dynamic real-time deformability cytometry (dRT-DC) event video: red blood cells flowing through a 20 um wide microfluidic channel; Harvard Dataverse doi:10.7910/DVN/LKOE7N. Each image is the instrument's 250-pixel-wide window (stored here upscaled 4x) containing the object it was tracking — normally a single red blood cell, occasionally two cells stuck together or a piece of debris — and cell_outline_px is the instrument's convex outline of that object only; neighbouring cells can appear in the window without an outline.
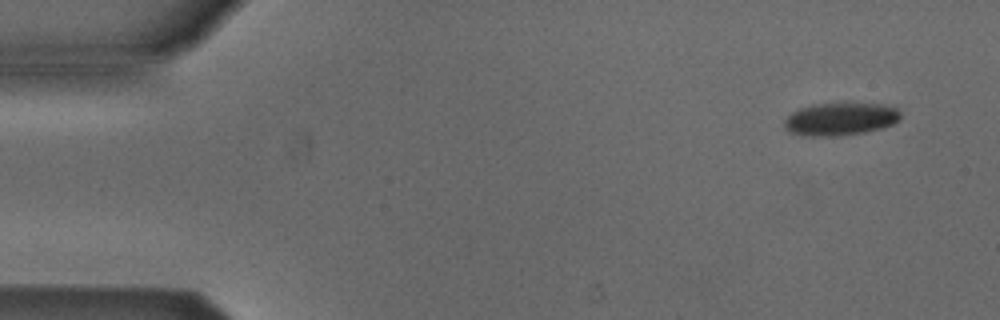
{"species": "Egyptian fruit bat (a non-hibernating species)", "species_latin": "Rousettus aegyptiacus", "temperature_condition": "cold", "stored_images_in_passage": 4, "camera_frame_rate_fps": 3000, "um_per_image_px": 0.085, "animal": {"sex": "male"}, "frame": {"image": 1, "passage_image": 1, "time_ms": 0.0, "image_size_px": [1000, 320], "cell_outline_px": [[900, 120], [892, 124], [880, 128], [864, 132], [836, 136], [808, 136], [792, 132], [784, 128], [784, 120], [792, 112], [800, 108], [812, 104], [884, 104], [900, 108]], "centroid_in_image_um": [71.45, 10.11], "position_along_channel_um": 13.6, "area_um2": 22.02}}
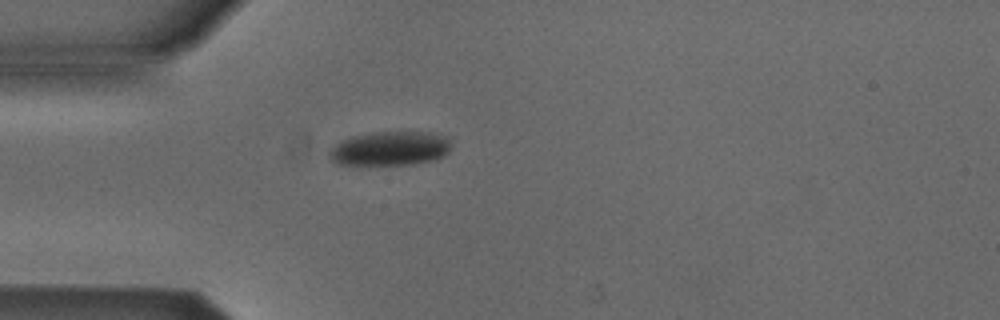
{"frame": {"image": 2, "passage_image": 4, "time_ms": 1.0, "image_size_px": [1000, 320], "cell_outline_px": [[452, 144], [448, 152], [444, 156], [436, 160], [416, 164], [336, 164], [328, 160], [328, 152], [340, 140], [352, 136], [376, 132], [420, 132], [448, 136]], "centroid_in_image_um": [33.16, 12.63], "position_along_channel_um": 51.8, "area_um2": 24.45}}